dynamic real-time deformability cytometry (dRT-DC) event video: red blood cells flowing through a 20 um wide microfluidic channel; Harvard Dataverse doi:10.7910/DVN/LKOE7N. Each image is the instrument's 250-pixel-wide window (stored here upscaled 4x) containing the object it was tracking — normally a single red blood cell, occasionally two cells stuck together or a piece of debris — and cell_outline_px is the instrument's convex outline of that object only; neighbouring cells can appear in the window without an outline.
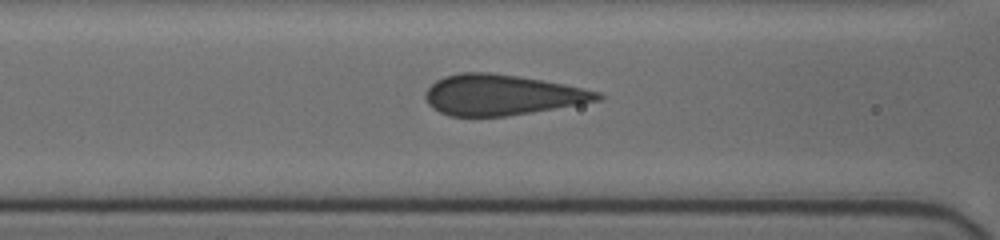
{"species": "human", "species_latin": "Homo sapiens", "temperature_condition": "cold", "stored_images_in_passage": 30, "camera_frame_rate_fps": 3000, "um_per_image_px": 0.085, "donor": {"sex": "female"}, "frame": {"image": 1, "passage_image": 6, "time_ms": 1.667, "image_size_px": [1000, 240], "cell_outline_px": [[604, 96], [600, 100], [508, 116], [448, 116], [432, 108], [428, 104], [424, 96], [428, 88], [436, 80], [444, 76], [460, 72], [488, 72], [520, 76], [564, 84], [600, 92]], "centroid_in_image_um": [42.61, 8.06], "position_along_channel_um": 124.0, "area_um2": 40.52}}
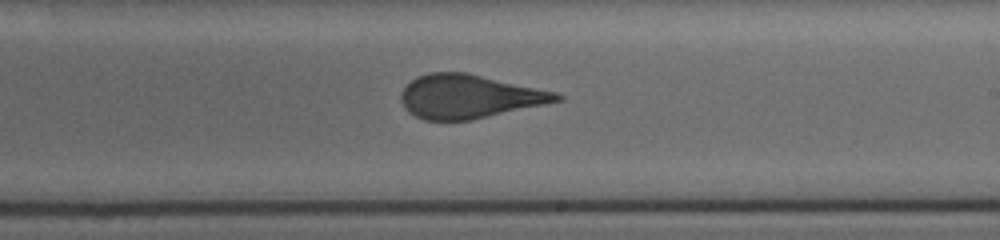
{"frame": {"image": 2, "passage_image": 16, "time_ms": 5.0, "image_size_px": [1000, 240], "cell_outline_px": [[564, 100], [472, 120], [424, 120], [408, 112], [404, 108], [400, 100], [400, 92], [412, 80], [428, 72], [468, 72], [556, 92], [564, 96]], "centroid_in_image_um": [39.88, 8.2], "position_along_channel_um": 249.1, "area_um2": 39.71}}
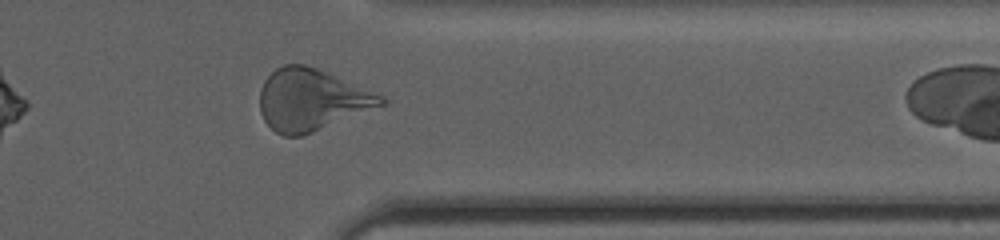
{"frame": {"image": 3, "passage_image": 27, "time_ms": 8.667, "image_size_px": [1000, 240], "cell_outline_px": [[388, 104], [304, 136], [284, 136], [276, 132], [264, 120], [260, 112], [260, 88], [264, 80], [276, 68], [284, 64], [304, 64], [316, 68], [384, 96], [388, 100]], "centroid_in_image_um": [26.49, 8.5], "position_along_channel_um": 384.9, "area_um2": 43.75}}